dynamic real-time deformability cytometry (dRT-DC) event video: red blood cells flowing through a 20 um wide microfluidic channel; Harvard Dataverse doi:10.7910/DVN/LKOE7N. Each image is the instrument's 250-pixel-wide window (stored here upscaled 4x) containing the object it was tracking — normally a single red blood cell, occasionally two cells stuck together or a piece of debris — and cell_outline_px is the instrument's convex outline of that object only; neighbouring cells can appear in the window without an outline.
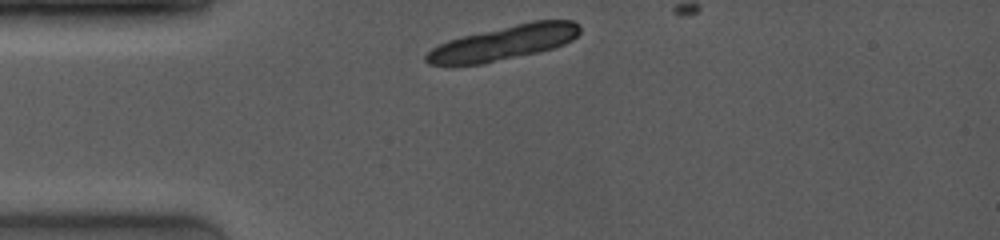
{"species": "common noctule bat (a hibernating species)", "species_latin": "Nyctalus noctula", "temperature_condition": "room temperature", "stored_images_in_passage": 2, "camera_frame_rate_fps": 4000, "um_per_image_px": 0.085, "animal": {"sex": "female", "body_mass_g": 19.0, "forearm_length_mm": 53.3}, "frame": {"image": 1, "passage_image": 1, "time_ms": 0.0, "image_size_px": [1000, 240], "cell_outline_px": [[580, 32], [572, 40], [564, 44], [540, 52], [484, 64], [428, 64], [424, 60], [424, 56], [432, 48], [448, 40], [464, 36], [532, 20], [572, 20], [580, 24]], "centroid_in_image_um": [42.86, 3.63], "position_along_channel_um": 42.1, "area_um2": 30.69}}